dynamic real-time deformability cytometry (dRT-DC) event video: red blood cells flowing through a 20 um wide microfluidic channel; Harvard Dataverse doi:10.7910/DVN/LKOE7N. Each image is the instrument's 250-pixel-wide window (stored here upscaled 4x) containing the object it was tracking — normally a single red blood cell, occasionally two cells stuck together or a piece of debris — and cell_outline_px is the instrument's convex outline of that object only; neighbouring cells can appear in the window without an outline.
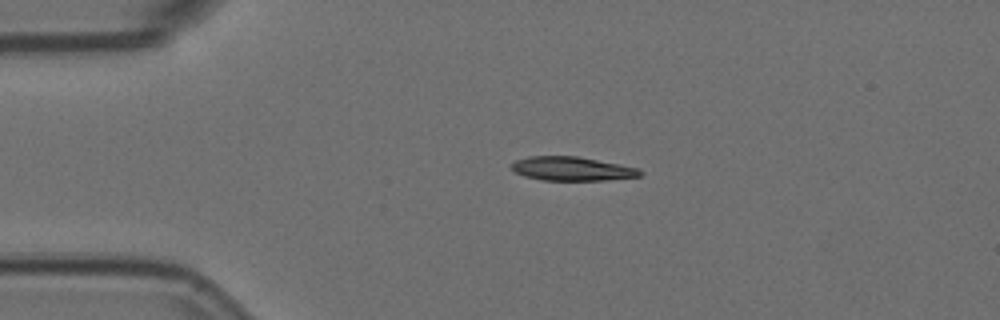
{"species": "Egyptian fruit bat (a non-hibernating species)", "species_latin": "Rousettus aegyptiacus", "temperature_condition": "room temperature", "stored_images_in_passage": 3, "camera_frame_rate_fps": 3000, "um_per_image_px": 0.085, "animal": {"sex": "female"}, "frame": {"image": 1, "passage_image": 2, "time_ms": 0.333, "image_size_px": [1000, 320], "cell_outline_px": [[644, 172], [640, 176], [604, 180], [544, 180], [524, 176], [516, 172], [512, 168], [512, 164], [516, 160], [528, 156], [576, 156], [636, 168]], "centroid_in_image_um": [48.58, 14.34], "position_along_channel_um": 36.4, "area_um2": 17.51}}